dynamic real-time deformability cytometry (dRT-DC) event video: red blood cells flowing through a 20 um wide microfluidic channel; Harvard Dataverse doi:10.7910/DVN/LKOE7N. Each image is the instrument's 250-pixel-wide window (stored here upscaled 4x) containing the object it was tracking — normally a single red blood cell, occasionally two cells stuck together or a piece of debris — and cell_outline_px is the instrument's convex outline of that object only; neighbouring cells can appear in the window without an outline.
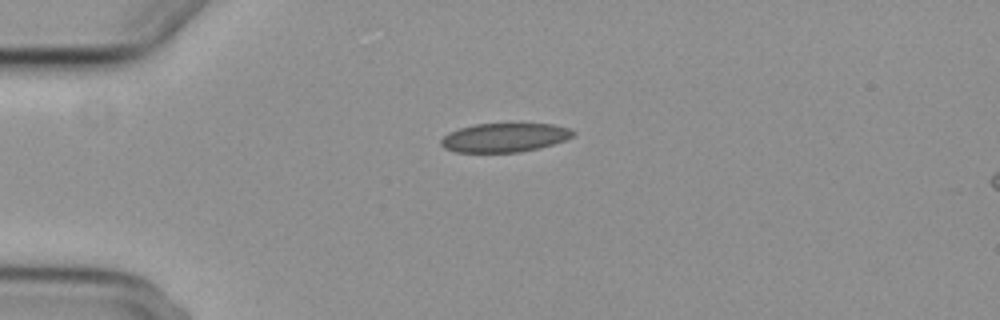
{"species": "common noctule bat (a hibernating species)", "species_latin": "Nyctalus noctula", "temperature_condition": "cold", "stored_images_in_passage": 2, "segment_of_instrument_passage": [1, 2], "camera_frame_rate_fps": 3000, "um_per_image_px": 0.085, "animal": {"sex": "female", "body_mass_g": 29.2, "forearm_length_mm": 56.3}, "frame": {"image": 1, "passage_image": 1, "time_ms": 0.0, "image_size_px": [1000, 320], "cell_outline_px": [[576, 132], [572, 136], [564, 140], [540, 148], [520, 152], [456, 152], [444, 148], [440, 144], [440, 140], [448, 132], [460, 128], [476, 124], [552, 124], [572, 128]], "centroid_in_image_um": [42.88, 11.69], "position_along_channel_um": 42.1, "area_um2": 22.25}}